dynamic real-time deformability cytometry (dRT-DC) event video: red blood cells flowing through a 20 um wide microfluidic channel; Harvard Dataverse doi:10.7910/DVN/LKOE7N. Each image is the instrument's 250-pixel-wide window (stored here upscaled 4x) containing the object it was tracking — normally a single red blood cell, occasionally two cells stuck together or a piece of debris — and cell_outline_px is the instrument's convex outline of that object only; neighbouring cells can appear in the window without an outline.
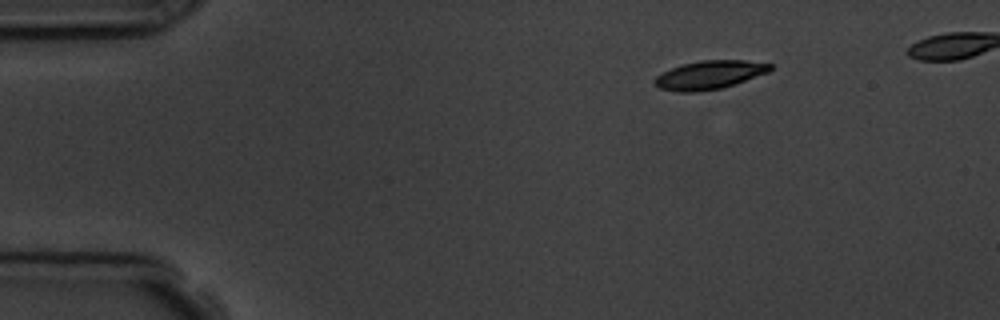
{"species": "common noctule bat (a hibernating species)", "species_latin": "Nyctalus noctula", "temperature_condition": "room temperature", "stored_images_in_passage": 4, "camera_frame_rate_fps": 3000, "um_per_image_px": 0.085, "animal": {"sex": "male", "body_mass_g": 19.5, "forearm_length_mm": 54.6}, "frame": {"image": 1, "passage_image": 1, "time_ms": 0.0, "image_size_px": [1000, 320], "cell_outline_px": [[772, 68], [768, 72], [724, 88], [696, 92], [680, 92], [660, 88], [652, 84], [652, 80], [656, 76], [672, 68], [684, 64], [700, 60], [744, 60], [772, 64]], "centroid_in_image_um": [60.29, 6.37], "position_along_channel_um": 24.7, "area_um2": 19.19}}